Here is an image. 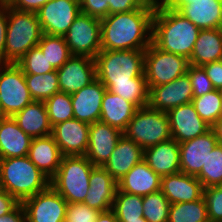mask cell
<instances>
[{"mask_svg":"<svg viewBox=\"0 0 222 222\" xmlns=\"http://www.w3.org/2000/svg\"><path fill=\"white\" fill-rule=\"evenodd\" d=\"M156 2L151 0L143 8L101 19L102 50H146L152 43Z\"/></svg>","mask_w":222,"mask_h":222,"instance_id":"1","label":"cell"},{"mask_svg":"<svg viewBox=\"0 0 222 222\" xmlns=\"http://www.w3.org/2000/svg\"><path fill=\"white\" fill-rule=\"evenodd\" d=\"M200 29L176 10L156 2L152 43L162 51L190 58Z\"/></svg>","mask_w":222,"mask_h":222,"instance_id":"2","label":"cell"},{"mask_svg":"<svg viewBox=\"0 0 222 222\" xmlns=\"http://www.w3.org/2000/svg\"><path fill=\"white\" fill-rule=\"evenodd\" d=\"M50 179L26 156L0 159V188L22 203L46 190Z\"/></svg>","mask_w":222,"mask_h":222,"instance_id":"3","label":"cell"},{"mask_svg":"<svg viewBox=\"0 0 222 222\" xmlns=\"http://www.w3.org/2000/svg\"><path fill=\"white\" fill-rule=\"evenodd\" d=\"M43 31L35 12L19 11L7 4V30L4 63H17L36 47Z\"/></svg>","mask_w":222,"mask_h":222,"instance_id":"4","label":"cell"},{"mask_svg":"<svg viewBox=\"0 0 222 222\" xmlns=\"http://www.w3.org/2000/svg\"><path fill=\"white\" fill-rule=\"evenodd\" d=\"M144 57L145 50H101L95 57L96 78L107 88L111 83L145 77Z\"/></svg>","mask_w":222,"mask_h":222,"instance_id":"5","label":"cell"},{"mask_svg":"<svg viewBox=\"0 0 222 222\" xmlns=\"http://www.w3.org/2000/svg\"><path fill=\"white\" fill-rule=\"evenodd\" d=\"M93 167L85 155L63 156L58 171L50 179V186L67 203H83Z\"/></svg>","mask_w":222,"mask_h":222,"instance_id":"6","label":"cell"},{"mask_svg":"<svg viewBox=\"0 0 222 222\" xmlns=\"http://www.w3.org/2000/svg\"><path fill=\"white\" fill-rule=\"evenodd\" d=\"M123 134L143 149L172 138L167 113L148 105L137 109Z\"/></svg>","mask_w":222,"mask_h":222,"instance_id":"7","label":"cell"},{"mask_svg":"<svg viewBox=\"0 0 222 222\" xmlns=\"http://www.w3.org/2000/svg\"><path fill=\"white\" fill-rule=\"evenodd\" d=\"M188 66L186 57L162 51L153 43L145 50L144 75L148 88L164 85L185 75Z\"/></svg>","mask_w":222,"mask_h":222,"instance_id":"8","label":"cell"},{"mask_svg":"<svg viewBox=\"0 0 222 222\" xmlns=\"http://www.w3.org/2000/svg\"><path fill=\"white\" fill-rule=\"evenodd\" d=\"M32 101L21 68L16 63H0V104L5 116L13 117Z\"/></svg>","mask_w":222,"mask_h":222,"instance_id":"9","label":"cell"},{"mask_svg":"<svg viewBox=\"0 0 222 222\" xmlns=\"http://www.w3.org/2000/svg\"><path fill=\"white\" fill-rule=\"evenodd\" d=\"M72 55L95 59L101 48V20L80 13L64 35Z\"/></svg>","mask_w":222,"mask_h":222,"instance_id":"10","label":"cell"},{"mask_svg":"<svg viewBox=\"0 0 222 222\" xmlns=\"http://www.w3.org/2000/svg\"><path fill=\"white\" fill-rule=\"evenodd\" d=\"M36 14L43 34L64 36L80 14L79 0H49Z\"/></svg>","mask_w":222,"mask_h":222,"instance_id":"11","label":"cell"},{"mask_svg":"<svg viewBox=\"0 0 222 222\" xmlns=\"http://www.w3.org/2000/svg\"><path fill=\"white\" fill-rule=\"evenodd\" d=\"M26 222H65L67 201L51 186L22 202Z\"/></svg>","mask_w":222,"mask_h":222,"instance_id":"12","label":"cell"},{"mask_svg":"<svg viewBox=\"0 0 222 222\" xmlns=\"http://www.w3.org/2000/svg\"><path fill=\"white\" fill-rule=\"evenodd\" d=\"M193 90L188 74L160 86L149 88L148 106L161 112H168L180 105L192 103Z\"/></svg>","mask_w":222,"mask_h":222,"instance_id":"13","label":"cell"},{"mask_svg":"<svg viewBox=\"0 0 222 222\" xmlns=\"http://www.w3.org/2000/svg\"><path fill=\"white\" fill-rule=\"evenodd\" d=\"M56 71L60 92L72 95L96 79L95 59L72 55Z\"/></svg>","mask_w":222,"mask_h":222,"instance_id":"14","label":"cell"},{"mask_svg":"<svg viewBox=\"0 0 222 222\" xmlns=\"http://www.w3.org/2000/svg\"><path fill=\"white\" fill-rule=\"evenodd\" d=\"M172 138L178 143L194 139L211 129L197 113L192 103L180 105L167 112Z\"/></svg>","mask_w":222,"mask_h":222,"instance_id":"15","label":"cell"},{"mask_svg":"<svg viewBox=\"0 0 222 222\" xmlns=\"http://www.w3.org/2000/svg\"><path fill=\"white\" fill-rule=\"evenodd\" d=\"M123 135L119 129L96 121L89 126V140L85 157L94 166H104Z\"/></svg>","mask_w":222,"mask_h":222,"instance_id":"16","label":"cell"},{"mask_svg":"<svg viewBox=\"0 0 222 222\" xmlns=\"http://www.w3.org/2000/svg\"><path fill=\"white\" fill-rule=\"evenodd\" d=\"M90 124L70 119L52 127V136L63 156L85 155Z\"/></svg>","mask_w":222,"mask_h":222,"instance_id":"17","label":"cell"},{"mask_svg":"<svg viewBox=\"0 0 222 222\" xmlns=\"http://www.w3.org/2000/svg\"><path fill=\"white\" fill-rule=\"evenodd\" d=\"M219 143L212 129L194 139L179 143L181 172L197 176L209 152Z\"/></svg>","mask_w":222,"mask_h":222,"instance_id":"18","label":"cell"},{"mask_svg":"<svg viewBox=\"0 0 222 222\" xmlns=\"http://www.w3.org/2000/svg\"><path fill=\"white\" fill-rule=\"evenodd\" d=\"M117 181L102 166H94L89 178V190L84 204L100 212L112 210Z\"/></svg>","mask_w":222,"mask_h":222,"instance_id":"19","label":"cell"},{"mask_svg":"<svg viewBox=\"0 0 222 222\" xmlns=\"http://www.w3.org/2000/svg\"><path fill=\"white\" fill-rule=\"evenodd\" d=\"M106 87L97 78L71 95L74 119L92 124L99 121Z\"/></svg>","mask_w":222,"mask_h":222,"instance_id":"20","label":"cell"},{"mask_svg":"<svg viewBox=\"0 0 222 222\" xmlns=\"http://www.w3.org/2000/svg\"><path fill=\"white\" fill-rule=\"evenodd\" d=\"M161 191L174 204L202 198L204 187L196 176L179 172L161 177Z\"/></svg>","mask_w":222,"mask_h":222,"instance_id":"21","label":"cell"},{"mask_svg":"<svg viewBox=\"0 0 222 222\" xmlns=\"http://www.w3.org/2000/svg\"><path fill=\"white\" fill-rule=\"evenodd\" d=\"M143 160L160 177L181 172L179 143L173 138L144 149Z\"/></svg>","mask_w":222,"mask_h":222,"instance_id":"22","label":"cell"},{"mask_svg":"<svg viewBox=\"0 0 222 222\" xmlns=\"http://www.w3.org/2000/svg\"><path fill=\"white\" fill-rule=\"evenodd\" d=\"M143 157L144 149L123 134L103 167L118 182Z\"/></svg>","mask_w":222,"mask_h":222,"instance_id":"23","label":"cell"},{"mask_svg":"<svg viewBox=\"0 0 222 222\" xmlns=\"http://www.w3.org/2000/svg\"><path fill=\"white\" fill-rule=\"evenodd\" d=\"M117 185L122 192L145 196L161 190V177L142 160L131 168Z\"/></svg>","mask_w":222,"mask_h":222,"instance_id":"24","label":"cell"},{"mask_svg":"<svg viewBox=\"0 0 222 222\" xmlns=\"http://www.w3.org/2000/svg\"><path fill=\"white\" fill-rule=\"evenodd\" d=\"M27 157L51 179L61 164L62 153L52 135L32 138Z\"/></svg>","mask_w":222,"mask_h":222,"instance_id":"25","label":"cell"},{"mask_svg":"<svg viewBox=\"0 0 222 222\" xmlns=\"http://www.w3.org/2000/svg\"><path fill=\"white\" fill-rule=\"evenodd\" d=\"M177 12L200 30L222 27V0H192V3L182 5Z\"/></svg>","mask_w":222,"mask_h":222,"instance_id":"26","label":"cell"},{"mask_svg":"<svg viewBox=\"0 0 222 222\" xmlns=\"http://www.w3.org/2000/svg\"><path fill=\"white\" fill-rule=\"evenodd\" d=\"M32 138L10 116L0 120V158L23 157L28 154Z\"/></svg>","mask_w":222,"mask_h":222,"instance_id":"27","label":"cell"},{"mask_svg":"<svg viewBox=\"0 0 222 222\" xmlns=\"http://www.w3.org/2000/svg\"><path fill=\"white\" fill-rule=\"evenodd\" d=\"M13 118L18 126L31 138L45 137L52 134L44 101L33 100Z\"/></svg>","mask_w":222,"mask_h":222,"instance_id":"28","label":"cell"},{"mask_svg":"<svg viewBox=\"0 0 222 222\" xmlns=\"http://www.w3.org/2000/svg\"><path fill=\"white\" fill-rule=\"evenodd\" d=\"M137 109L133 103L106 89L99 121L124 132Z\"/></svg>","mask_w":222,"mask_h":222,"instance_id":"29","label":"cell"},{"mask_svg":"<svg viewBox=\"0 0 222 222\" xmlns=\"http://www.w3.org/2000/svg\"><path fill=\"white\" fill-rule=\"evenodd\" d=\"M222 55V28L200 30L190 56L189 65L202 66L220 61Z\"/></svg>","mask_w":222,"mask_h":222,"instance_id":"30","label":"cell"},{"mask_svg":"<svg viewBox=\"0 0 222 222\" xmlns=\"http://www.w3.org/2000/svg\"><path fill=\"white\" fill-rule=\"evenodd\" d=\"M106 89L133 103L137 108L148 105L149 88L145 77L132 78L131 82L111 83Z\"/></svg>","mask_w":222,"mask_h":222,"instance_id":"31","label":"cell"},{"mask_svg":"<svg viewBox=\"0 0 222 222\" xmlns=\"http://www.w3.org/2000/svg\"><path fill=\"white\" fill-rule=\"evenodd\" d=\"M209 221L204 198L196 201L170 204L168 222H207Z\"/></svg>","mask_w":222,"mask_h":222,"instance_id":"32","label":"cell"},{"mask_svg":"<svg viewBox=\"0 0 222 222\" xmlns=\"http://www.w3.org/2000/svg\"><path fill=\"white\" fill-rule=\"evenodd\" d=\"M143 196L129 194L118 188L112 205L118 221H134L143 217Z\"/></svg>","mask_w":222,"mask_h":222,"instance_id":"33","label":"cell"},{"mask_svg":"<svg viewBox=\"0 0 222 222\" xmlns=\"http://www.w3.org/2000/svg\"><path fill=\"white\" fill-rule=\"evenodd\" d=\"M25 80L33 100L45 101L60 92L56 70L45 74H25Z\"/></svg>","mask_w":222,"mask_h":222,"instance_id":"34","label":"cell"},{"mask_svg":"<svg viewBox=\"0 0 222 222\" xmlns=\"http://www.w3.org/2000/svg\"><path fill=\"white\" fill-rule=\"evenodd\" d=\"M37 46L55 70H58L72 56L64 36L43 34Z\"/></svg>","mask_w":222,"mask_h":222,"instance_id":"35","label":"cell"},{"mask_svg":"<svg viewBox=\"0 0 222 222\" xmlns=\"http://www.w3.org/2000/svg\"><path fill=\"white\" fill-rule=\"evenodd\" d=\"M204 188L222 185V143L209 152L205 165L196 176Z\"/></svg>","mask_w":222,"mask_h":222,"instance_id":"36","label":"cell"},{"mask_svg":"<svg viewBox=\"0 0 222 222\" xmlns=\"http://www.w3.org/2000/svg\"><path fill=\"white\" fill-rule=\"evenodd\" d=\"M221 90L214 89L200 97H194L192 104L199 116L210 126L221 117Z\"/></svg>","mask_w":222,"mask_h":222,"instance_id":"37","label":"cell"},{"mask_svg":"<svg viewBox=\"0 0 222 222\" xmlns=\"http://www.w3.org/2000/svg\"><path fill=\"white\" fill-rule=\"evenodd\" d=\"M51 126L74 118L71 95L58 92L44 101Z\"/></svg>","mask_w":222,"mask_h":222,"instance_id":"38","label":"cell"},{"mask_svg":"<svg viewBox=\"0 0 222 222\" xmlns=\"http://www.w3.org/2000/svg\"><path fill=\"white\" fill-rule=\"evenodd\" d=\"M142 206L147 222H168L170 202L161 190L143 196Z\"/></svg>","mask_w":222,"mask_h":222,"instance_id":"39","label":"cell"},{"mask_svg":"<svg viewBox=\"0 0 222 222\" xmlns=\"http://www.w3.org/2000/svg\"><path fill=\"white\" fill-rule=\"evenodd\" d=\"M16 64L24 74H45L55 71L38 46L31 48Z\"/></svg>","mask_w":222,"mask_h":222,"instance_id":"40","label":"cell"},{"mask_svg":"<svg viewBox=\"0 0 222 222\" xmlns=\"http://www.w3.org/2000/svg\"><path fill=\"white\" fill-rule=\"evenodd\" d=\"M209 221L222 222V185L204 188Z\"/></svg>","mask_w":222,"mask_h":222,"instance_id":"41","label":"cell"},{"mask_svg":"<svg viewBox=\"0 0 222 222\" xmlns=\"http://www.w3.org/2000/svg\"><path fill=\"white\" fill-rule=\"evenodd\" d=\"M187 74L191 81L193 97H200L214 90L211 80L201 66L189 65Z\"/></svg>","mask_w":222,"mask_h":222,"instance_id":"42","label":"cell"},{"mask_svg":"<svg viewBox=\"0 0 222 222\" xmlns=\"http://www.w3.org/2000/svg\"><path fill=\"white\" fill-rule=\"evenodd\" d=\"M100 211L84 203H68L65 222H95Z\"/></svg>","mask_w":222,"mask_h":222,"instance_id":"43","label":"cell"},{"mask_svg":"<svg viewBox=\"0 0 222 222\" xmlns=\"http://www.w3.org/2000/svg\"><path fill=\"white\" fill-rule=\"evenodd\" d=\"M80 13L97 19H103L109 15L108 0H79Z\"/></svg>","mask_w":222,"mask_h":222,"instance_id":"44","label":"cell"},{"mask_svg":"<svg viewBox=\"0 0 222 222\" xmlns=\"http://www.w3.org/2000/svg\"><path fill=\"white\" fill-rule=\"evenodd\" d=\"M151 0H108L109 15L143 8Z\"/></svg>","mask_w":222,"mask_h":222,"instance_id":"45","label":"cell"},{"mask_svg":"<svg viewBox=\"0 0 222 222\" xmlns=\"http://www.w3.org/2000/svg\"><path fill=\"white\" fill-rule=\"evenodd\" d=\"M216 90H222V63L220 61L209 62L201 66Z\"/></svg>","mask_w":222,"mask_h":222,"instance_id":"46","label":"cell"},{"mask_svg":"<svg viewBox=\"0 0 222 222\" xmlns=\"http://www.w3.org/2000/svg\"><path fill=\"white\" fill-rule=\"evenodd\" d=\"M49 0H7L6 3L19 11L37 12Z\"/></svg>","mask_w":222,"mask_h":222,"instance_id":"47","label":"cell"},{"mask_svg":"<svg viewBox=\"0 0 222 222\" xmlns=\"http://www.w3.org/2000/svg\"><path fill=\"white\" fill-rule=\"evenodd\" d=\"M6 30H7V3L0 2V63H4Z\"/></svg>","mask_w":222,"mask_h":222,"instance_id":"48","label":"cell"},{"mask_svg":"<svg viewBox=\"0 0 222 222\" xmlns=\"http://www.w3.org/2000/svg\"><path fill=\"white\" fill-rule=\"evenodd\" d=\"M0 222H26L23 204L19 202L9 213L0 216Z\"/></svg>","mask_w":222,"mask_h":222,"instance_id":"49","label":"cell"},{"mask_svg":"<svg viewBox=\"0 0 222 222\" xmlns=\"http://www.w3.org/2000/svg\"><path fill=\"white\" fill-rule=\"evenodd\" d=\"M18 203L12 195L0 188V216L9 213Z\"/></svg>","mask_w":222,"mask_h":222,"instance_id":"50","label":"cell"},{"mask_svg":"<svg viewBox=\"0 0 222 222\" xmlns=\"http://www.w3.org/2000/svg\"><path fill=\"white\" fill-rule=\"evenodd\" d=\"M155 1H161L166 7L176 10V11L182 5L192 3V0H155Z\"/></svg>","mask_w":222,"mask_h":222,"instance_id":"51","label":"cell"},{"mask_svg":"<svg viewBox=\"0 0 222 222\" xmlns=\"http://www.w3.org/2000/svg\"><path fill=\"white\" fill-rule=\"evenodd\" d=\"M95 222H119L112 210L100 212Z\"/></svg>","mask_w":222,"mask_h":222,"instance_id":"52","label":"cell"},{"mask_svg":"<svg viewBox=\"0 0 222 222\" xmlns=\"http://www.w3.org/2000/svg\"><path fill=\"white\" fill-rule=\"evenodd\" d=\"M211 129L213 130L216 138L218 139L219 143H222V117H220L212 126Z\"/></svg>","mask_w":222,"mask_h":222,"instance_id":"53","label":"cell"},{"mask_svg":"<svg viewBox=\"0 0 222 222\" xmlns=\"http://www.w3.org/2000/svg\"><path fill=\"white\" fill-rule=\"evenodd\" d=\"M119 222H147L144 218H139V220L134 221H119Z\"/></svg>","mask_w":222,"mask_h":222,"instance_id":"54","label":"cell"},{"mask_svg":"<svg viewBox=\"0 0 222 222\" xmlns=\"http://www.w3.org/2000/svg\"><path fill=\"white\" fill-rule=\"evenodd\" d=\"M5 116L3 110H2V107H1V104H0V120H2Z\"/></svg>","mask_w":222,"mask_h":222,"instance_id":"55","label":"cell"},{"mask_svg":"<svg viewBox=\"0 0 222 222\" xmlns=\"http://www.w3.org/2000/svg\"><path fill=\"white\" fill-rule=\"evenodd\" d=\"M221 94H222V90H221ZM220 112H221V117H222V99H221V109H220Z\"/></svg>","mask_w":222,"mask_h":222,"instance_id":"56","label":"cell"}]
</instances>
